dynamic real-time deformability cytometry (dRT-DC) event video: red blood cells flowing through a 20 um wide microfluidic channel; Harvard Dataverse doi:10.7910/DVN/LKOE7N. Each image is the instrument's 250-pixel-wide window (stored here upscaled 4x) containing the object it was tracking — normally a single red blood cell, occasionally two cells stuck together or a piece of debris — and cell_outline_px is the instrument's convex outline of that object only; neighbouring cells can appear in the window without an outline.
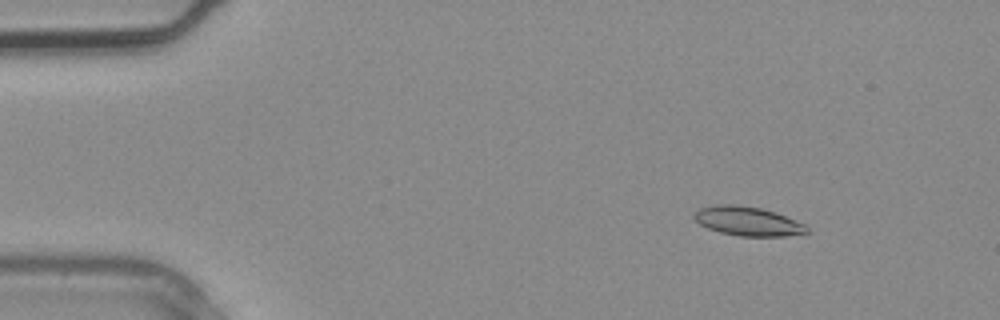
{"species": "common noctule bat (a hibernating species)", "species_latin": "Nyctalus noctula", "temperature_condition": "warm", "stored_images_in_passage": 3, "segment_of_instrument_passage": [1, 2], "camera_frame_rate_fps": 3000, "um_per_image_px": 0.085, "animal": {"sex": "male", "body_mass_g": 20.4}, "frame": {"image": 1, "passage_image": 1, "time_ms": 0.0, "image_size_px": [1000, 320], "cell_outline_px": [[808, 232], [784, 236], [740, 236], [720, 232], [708, 228], [700, 224], [692, 216], [692, 212], [700, 208], [716, 204], [736, 204], [760, 208], [808, 224]], "centroid_in_image_um": [63.53, 18.79], "position_along_channel_um": 21.5, "area_um2": 19.07}}